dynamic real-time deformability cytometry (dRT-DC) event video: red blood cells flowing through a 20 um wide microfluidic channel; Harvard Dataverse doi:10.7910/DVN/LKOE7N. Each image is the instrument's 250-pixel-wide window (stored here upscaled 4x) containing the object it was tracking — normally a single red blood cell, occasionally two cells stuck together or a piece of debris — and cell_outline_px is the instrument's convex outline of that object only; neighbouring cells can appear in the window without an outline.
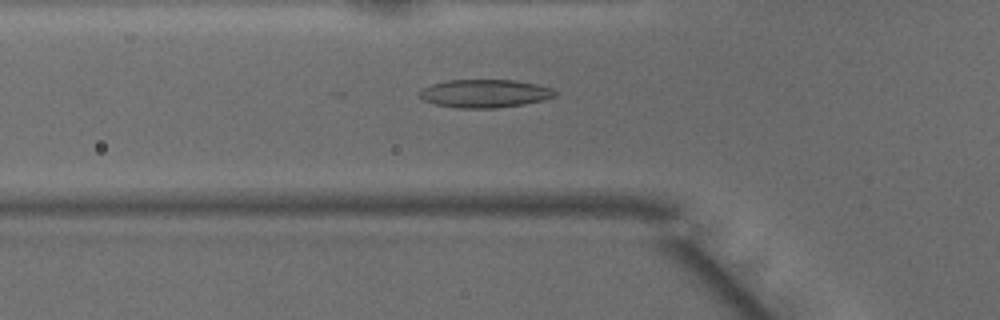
{"species": "common noctule bat (a hibernating species)", "species_latin": "Nyctalus noctula", "temperature_condition": "warm", "stored_images_in_passage": 40, "camera_frame_rate_fps": 3000, "um_per_image_px": 0.085, "animal": {"sex": "male", "body_mass_g": 15.6}, "frame": {"image": 1, "passage_image": 8, "time_ms": 2.333, "image_size_px": [1000, 320], "cell_outline_px": [[556, 96], [544, 100], [524, 104], [496, 108], [460, 108], [436, 104], [424, 100], [420, 96], [420, 92], [424, 88], [432, 84], [448, 80], [512, 80], [536, 84], [552, 88], [556, 92]], "centroid_in_image_um": [41.24, 7.95], "position_along_channel_um": 84.6, "area_um2": 22.02}}
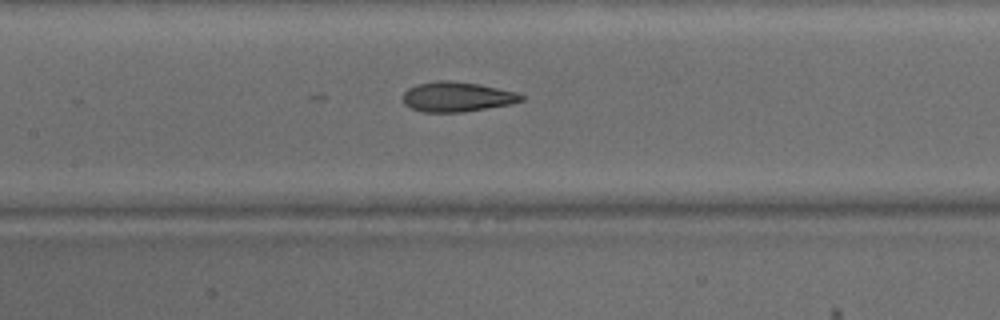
{"frame": {"image": 2, "passage_image": 14, "time_ms": 4.333, "image_size_px": [1000, 320], "cell_outline_px": [[524, 100], [512, 104], [464, 112], [424, 112], [412, 108], [404, 104], [404, 92], [408, 88], [416, 84], [436, 80], [448, 80], [480, 84], [516, 92], [524, 96]], "centroid_in_image_um": [38.86, 8.22], "position_along_channel_um": 168.5, "area_um2": 20.69}}
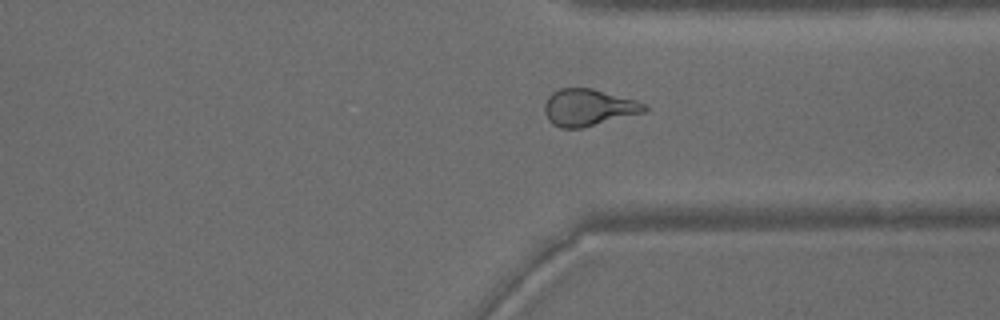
{"frame": {"image": 3, "passage_image": 28, "time_ms": 9.0, "image_size_px": [1000, 320], "cell_outline_px": [[648, 108], [644, 112], [580, 128], [560, 128], [552, 124], [548, 120], [544, 112], [544, 104], [548, 96], [552, 92], [560, 88], [592, 88], [636, 100], [644, 104]], "centroid_in_image_um": [49.96, 9.13], "position_along_channel_um": 361.4, "area_um2": 21.33}, "authors_computed_cell_mechanics": {"area_um2": 21.4438, "velocity_mm_per_s": 4.1511, "shape_relaxation_time_tau1_ms": 4.4022, "shape_relaxation_time_tau2_ms": 1.9442, "deformation_change_tau1": 0.1685, "deformation_change_tau2": 0.0862}}